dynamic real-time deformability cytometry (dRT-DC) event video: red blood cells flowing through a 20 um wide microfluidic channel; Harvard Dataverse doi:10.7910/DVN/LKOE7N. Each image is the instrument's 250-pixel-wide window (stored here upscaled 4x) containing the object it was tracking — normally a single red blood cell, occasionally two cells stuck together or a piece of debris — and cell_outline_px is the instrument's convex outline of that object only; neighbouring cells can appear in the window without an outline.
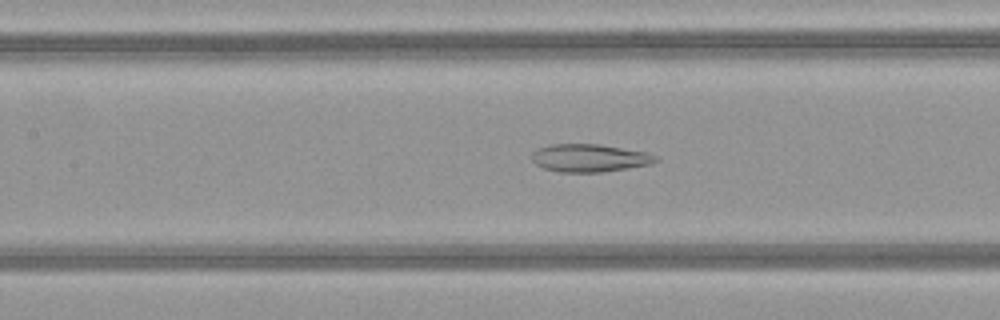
{"species": "common noctule bat (a hibernating species)", "species_latin": "Nyctalus noctula", "temperature_condition": "warm", "stored_images_in_passage": 25, "camera_frame_rate_fps": 3000, "um_per_image_px": 0.085, "animal": {"sex": "female", "body_mass_g": 21.9}, "frame": {"image": 1, "passage_image": 8, "time_ms": 2.333, "image_size_px": [1000, 320], "cell_outline_px": [[660, 160], [652, 164], [604, 172], [560, 172], [544, 168], [536, 164], [532, 160], [532, 152], [536, 148], [552, 144], [600, 144], [648, 152], [656, 156]], "centroid_in_image_um": [50.13, 13.42], "position_along_channel_um": 157.3, "area_um2": 20.29}}
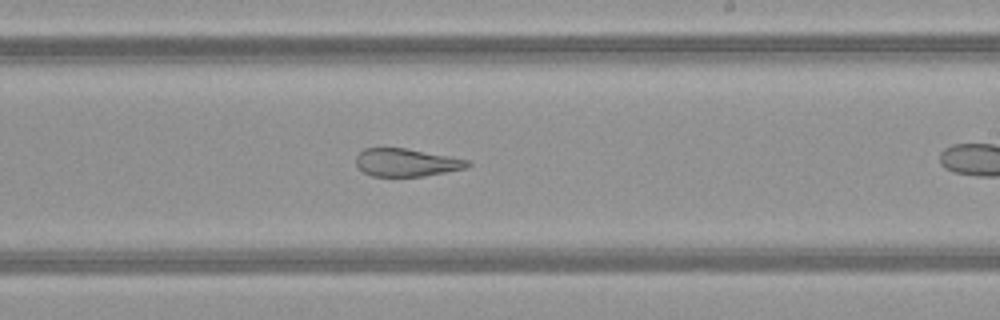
{"frame": {"image": 2, "passage_image": 15, "time_ms": 4.667, "image_size_px": [1000, 320], "cell_outline_px": [[472, 164], [468, 168], [424, 176], [372, 176], [364, 172], [356, 164], [356, 156], [364, 148], [404, 148], [448, 156], [468, 160]], "centroid_in_image_um": [34.55, 13.82], "position_along_channel_um": 254.4, "area_um2": 17.98}}
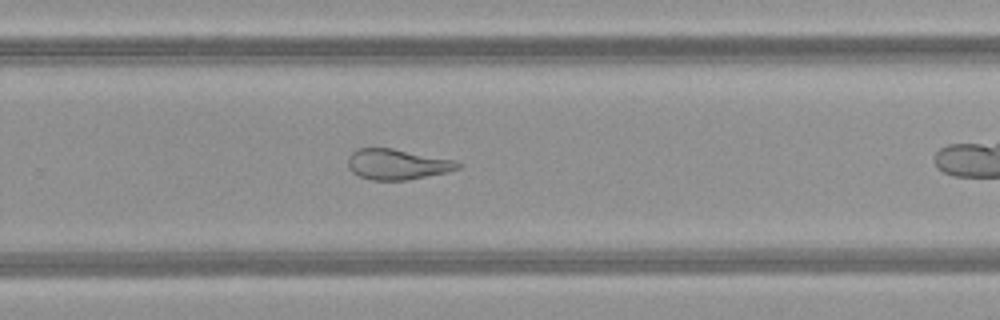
{"frame": {"image": 3, "passage_image": 18, "time_ms": 5.667, "image_size_px": [1000, 320], "cell_outline_px": [[464, 164], [460, 168], [448, 172], [408, 180], [372, 180], [360, 176], [352, 172], [348, 168], [348, 156], [356, 148], [392, 148], [456, 160]], "centroid_in_image_um": [33.79, 13.96], "position_along_channel_um": 296.0, "area_um2": 19.77}}